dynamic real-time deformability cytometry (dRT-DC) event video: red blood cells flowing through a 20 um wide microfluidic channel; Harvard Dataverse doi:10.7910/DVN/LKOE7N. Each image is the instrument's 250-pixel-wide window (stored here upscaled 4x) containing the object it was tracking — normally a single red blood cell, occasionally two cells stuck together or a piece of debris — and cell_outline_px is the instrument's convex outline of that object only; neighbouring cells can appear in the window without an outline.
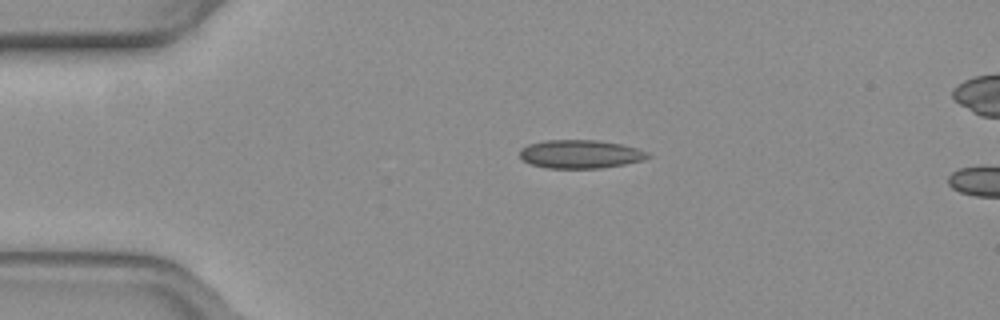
{"species": "common noctule bat (a hibernating species)", "species_latin": "Nyctalus noctula", "temperature_condition": "warm", "stored_images_in_passage": 5, "camera_frame_rate_fps": 3000, "um_per_image_px": 0.085, "animal": {"sex": "female", "body_mass_g": 19.3, "forearm_length_mm": 54.1}, "frame": {"image": 1, "passage_image": 1, "time_ms": 0.0, "image_size_px": [1000, 320], "cell_outline_px": [[652, 156], [644, 160], [624, 164], [600, 168], [548, 168], [532, 164], [524, 160], [520, 156], [520, 148], [528, 144], [544, 140], [596, 140], [620, 144], [636, 148], [648, 152]], "centroid_in_image_um": [49.33, 13.09], "position_along_channel_um": 35.7, "area_um2": 21.15}}